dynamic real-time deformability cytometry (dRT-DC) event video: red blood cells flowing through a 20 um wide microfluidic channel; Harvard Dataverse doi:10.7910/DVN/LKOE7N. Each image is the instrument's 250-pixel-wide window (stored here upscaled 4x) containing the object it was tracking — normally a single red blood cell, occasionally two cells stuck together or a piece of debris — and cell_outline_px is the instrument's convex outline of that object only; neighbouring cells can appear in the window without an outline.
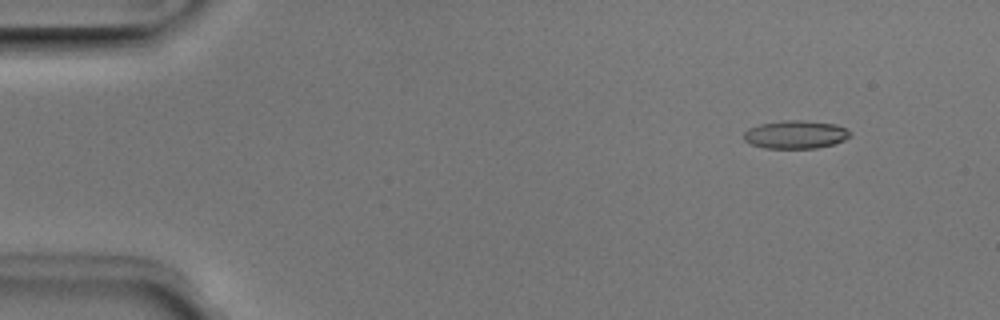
{"species": "Egyptian fruit bat (a non-hibernating species)", "species_latin": "Rousettus aegyptiacus", "temperature_condition": "room temperature", "stored_images_in_passage": 4, "camera_frame_rate_fps": 3000, "um_per_image_px": 0.085, "animal": {"sex": "male"}, "frame": {"image": 1, "passage_image": 2, "time_ms": 0.333, "image_size_px": [1000, 320], "cell_outline_px": [[852, 136], [844, 140], [832, 144], [816, 148], [764, 148], [752, 144], [744, 140], [744, 132], [748, 128], [760, 124], [780, 120], [804, 120], [836, 124], [852, 132]], "centroid_in_image_um": [67.63, 11.42], "position_along_channel_um": 17.4, "area_um2": 17.51}}
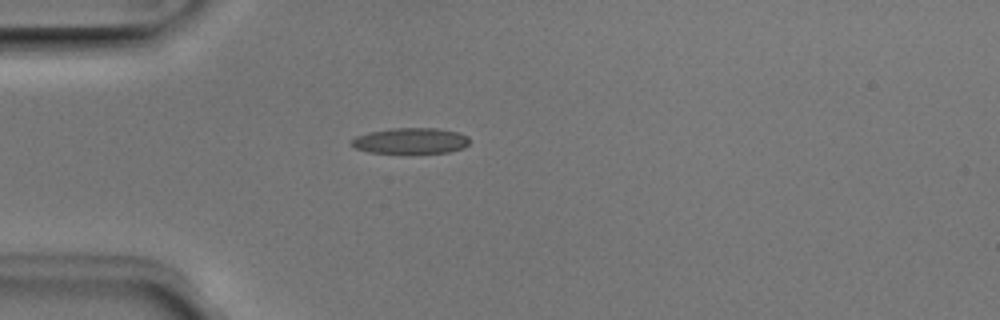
{"frame": {"image": 2, "passage_image": 4, "time_ms": 1.0, "image_size_px": [1000, 320], "cell_outline_px": [[468, 144], [464, 148], [448, 152], [408, 156], [368, 152], [356, 148], [348, 144], [348, 140], [356, 136], [368, 132], [392, 128], [436, 128], [460, 132], [468, 136]], "centroid_in_image_um": [34.86, 12.02], "position_along_channel_um": 50.1, "area_um2": 18.9}}